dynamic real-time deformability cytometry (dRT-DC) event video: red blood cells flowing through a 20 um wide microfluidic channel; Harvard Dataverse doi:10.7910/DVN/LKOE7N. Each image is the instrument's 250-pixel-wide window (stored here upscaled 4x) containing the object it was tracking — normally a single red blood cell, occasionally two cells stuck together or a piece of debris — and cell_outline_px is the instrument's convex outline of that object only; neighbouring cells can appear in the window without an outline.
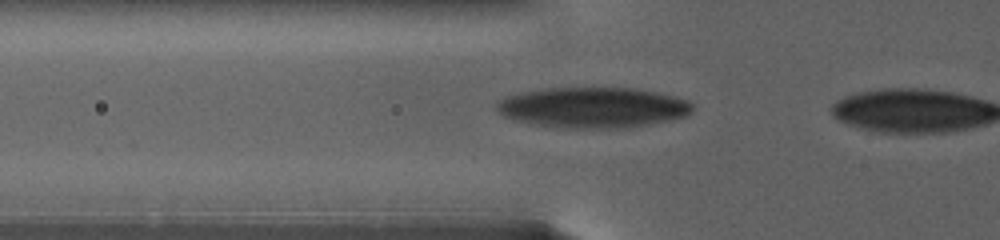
{"species": "human", "species_latin": "Homo sapiens", "temperature_condition": "warm", "stored_images_in_passage": 4, "camera_frame_rate_fps": 3000, "um_per_image_px": 0.085, "donor": {"sex": "female"}, "frame": {"image": 1, "passage_image": 3, "time_ms": 1.667, "image_size_px": [1000, 240], "cell_outline_px": [[692, 112], [688, 116], [672, 120], [628, 128], [556, 128], [532, 124], [512, 120], [504, 116], [496, 108], [496, 104], [504, 96], [520, 92], [544, 88], [636, 88], [676, 96], [688, 100], [692, 104]], "centroid_in_image_um": [50.4, 9.15], "position_along_channel_um": 75.4, "area_um2": 46.93}}